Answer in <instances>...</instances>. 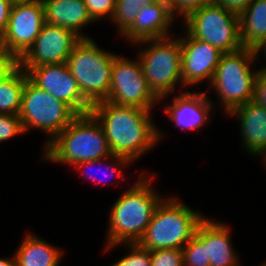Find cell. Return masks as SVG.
Here are the masks:
<instances>
[{
    "mask_svg": "<svg viewBox=\"0 0 266 266\" xmlns=\"http://www.w3.org/2000/svg\"><path fill=\"white\" fill-rule=\"evenodd\" d=\"M91 113L101 123L113 155L132 161L153 149L162 132L151 120V110L104 100L92 105Z\"/></svg>",
    "mask_w": 266,
    "mask_h": 266,
    "instance_id": "1",
    "label": "cell"
},
{
    "mask_svg": "<svg viewBox=\"0 0 266 266\" xmlns=\"http://www.w3.org/2000/svg\"><path fill=\"white\" fill-rule=\"evenodd\" d=\"M141 173L137 181L115 200L110 210L105 250L121 243H138L162 201L152 186V176ZM151 177V178H150Z\"/></svg>",
    "mask_w": 266,
    "mask_h": 266,
    "instance_id": "2",
    "label": "cell"
},
{
    "mask_svg": "<svg viewBox=\"0 0 266 266\" xmlns=\"http://www.w3.org/2000/svg\"><path fill=\"white\" fill-rule=\"evenodd\" d=\"M44 148L45 161L70 166L112 155L105 131L91 112L78 115Z\"/></svg>",
    "mask_w": 266,
    "mask_h": 266,
    "instance_id": "3",
    "label": "cell"
},
{
    "mask_svg": "<svg viewBox=\"0 0 266 266\" xmlns=\"http://www.w3.org/2000/svg\"><path fill=\"white\" fill-rule=\"evenodd\" d=\"M204 218L175 196L168 197V200L163 198L138 244L150 251L182 249Z\"/></svg>",
    "mask_w": 266,
    "mask_h": 266,
    "instance_id": "4",
    "label": "cell"
},
{
    "mask_svg": "<svg viewBox=\"0 0 266 266\" xmlns=\"http://www.w3.org/2000/svg\"><path fill=\"white\" fill-rule=\"evenodd\" d=\"M259 53L243 47L222 55L210 85L218 95L224 114L229 116L232 110L253 100L255 81L262 68L254 71L251 66Z\"/></svg>",
    "mask_w": 266,
    "mask_h": 266,
    "instance_id": "5",
    "label": "cell"
},
{
    "mask_svg": "<svg viewBox=\"0 0 266 266\" xmlns=\"http://www.w3.org/2000/svg\"><path fill=\"white\" fill-rule=\"evenodd\" d=\"M115 55L99 48L91 38H82L67 59L71 74L91 105L108 98Z\"/></svg>",
    "mask_w": 266,
    "mask_h": 266,
    "instance_id": "6",
    "label": "cell"
},
{
    "mask_svg": "<svg viewBox=\"0 0 266 266\" xmlns=\"http://www.w3.org/2000/svg\"><path fill=\"white\" fill-rule=\"evenodd\" d=\"M134 44H147L144 46L146 48H142L138 53L137 59L141 63L150 90L160 101L175 91L178 82L179 85H183L180 38L174 39L170 35L166 38L142 40Z\"/></svg>",
    "mask_w": 266,
    "mask_h": 266,
    "instance_id": "7",
    "label": "cell"
},
{
    "mask_svg": "<svg viewBox=\"0 0 266 266\" xmlns=\"http://www.w3.org/2000/svg\"><path fill=\"white\" fill-rule=\"evenodd\" d=\"M18 116L25 132L30 128L49 136L44 147L61 133L78 114L66 103L36 86L29 78L22 94Z\"/></svg>",
    "mask_w": 266,
    "mask_h": 266,
    "instance_id": "8",
    "label": "cell"
},
{
    "mask_svg": "<svg viewBox=\"0 0 266 266\" xmlns=\"http://www.w3.org/2000/svg\"><path fill=\"white\" fill-rule=\"evenodd\" d=\"M187 33L208 42L223 53L243 48L240 40L239 16L215 2L202 6L183 19Z\"/></svg>",
    "mask_w": 266,
    "mask_h": 266,
    "instance_id": "9",
    "label": "cell"
},
{
    "mask_svg": "<svg viewBox=\"0 0 266 266\" xmlns=\"http://www.w3.org/2000/svg\"><path fill=\"white\" fill-rule=\"evenodd\" d=\"M107 101L152 111L160 100L150 90L139 59L115 55Z\"/></svg>",
    "mask_w": 266,
    "mask_h": 266,
    "instance_id": "10",
    "label": "cell"
},
{
    "mask_svg": "<svg viewBox=\"0 0 266 266\" xmlns=\"http://www.w3.org/2000/svg\"><path fill=\"white\" fill-rule=\"evenodd\" d=\"M45 23L41 0L31 3H13L7 29L0 42L20 60L34 45Z\"/></svg>",
    "mask_w": 266,
    "mask_h": 266,
    "instance_id": "11",
    "label": "cell"
},
{
    "mask_svg": "<svg viewBox=\"0 0 266 266\" xmlns=\"http://www.w3.org/2000/svg\"><path fill=\"white\" fill-rule=\"evenodd\" d=\"M21 68L36 86L68 104L78 115L91 112L92 105L83 97L66 63Z\"/></svg>",
    "mask_w": 266,
    "mask_h": 266,
    "instance_id": "12",
    "label": "cell"
},
{
    "mask_svg": "<svg viewBox=\"0 0 266 266\" xmlns=\"http://www.w3.org/2000/svg\"><path fill=\"white\" fill-rule=\"evenodd\" d=\"M82 38L74 31L45 23L34 45L19 60L20 67L66 63Z\"/></svg>",
    "mask_w": 266,
    "mask_h": 266,
    "instance_id": "13",
    "label": "cell"
},
{
    "mask_svg": "<svg viewBox=\"0 0 266 266\" xmlns=\"http://www.w3.org/2000/svg\"><path fill=\"white\" fill-rule=\"evenodd\" d=\"M180 37L181 45V78L183 87L196 85L203 80L211 83L222 51L208 42L191 37Z\"/></svg>",
    "mask_w": 266,
    "mask_h": 266,
    "instance_id": "14",
    "label": "cell"
},
{
    "mask_svg": "<svg viewBox=\"0 0 266 266\" xmlns=\"http://www.w3.org/2000/svg\"><path fill=\"white\" fill-rule=\"evenodd\" d=\"M170 9L158 2L144 3L138 10L134 23L122 34L129 42L169 37V28L174 23Z\"/></svg>",
    "mask_w": 266,
    "mask_h": 266,
    "instance_id": "15",
    "label": "cell"
},
{
    "mask_svg": "<svg viewBox=\"0 0 266 266\" xmlns=\"http://www.w3.org/2000/svg\"><path fill=\"white\" fill-rule=\"evenodd\" d=\"M207 96L206 92L201 91L182 92L173 98L171 105L164 108V112L182 131L200 129L209 121V112L214 103Z\"/></svg>",
    "mask_w": 266,
    "mask_h": 266,
    "instance_id": "16",
    "label": "cell"
},
{
    "mask_svg": "<svg viewBox=\"0 0 266 266\" xmlns=\"http://www.w3.org/2000/svg\"><path fill=\"white\" fill-rule=\"evenodd\" d=\"M239 119L243 148L249 155H266V108L253 100L230 113Z\"/></svg>",
    "mask_w": 266,
    "mask_h": 266,
    "instance_id": "17",
    "label": "cell"
},
{
    "mask_svg": "<svg viewBox=\"0 0 266 266\" xmlns=\"http://www.w3.org/2000/svg\"><path fill=\"white\" fill-rule=\"evenodd\" d=\"M44 8L45 21L74 31L81 38L82 27L95 22L88 13L84 0H41Z\"/></svg>",
    "mask_w": 266,
    "mask_h": 266,
    "instance_id": "18",
    "label": "cell"
},
{
    "mask_svg": "<svg viewBox=\"0 0 266 266\" xmlns=\"http://www.w3.org/2000/svg\"><path fill=\"white\" fill-rule=\"evenodd\" d=\"M230 227L205 217V247L210 266H238Z\"/></svg>",
    "mask_w": 266,
    "mask_h": 266,
    "instance_id": "19",
    "label": "cell"
},
{
    "mask_svg": "<svg viewBox=\"0 0 266 266\" xmlns=\"http://www.w3.org/2000/svg\"><path fill=\"white\" fill-rule=\"evenodd\" d=\"M240 40L245 48L266 49V0H254L240 15Z\"/></svg>",
    "mask_w": 266,
    "mask_h": 266,
    "instance_id": "20",
    "label": "cell"
},
{
    "mask_svg": "<svg viewBox=\"0 0 266 266\" xmlns=\"http://www.w3.org/2000/svg\"><path fill=\"white\" fill-rule=\"evenodd\" d=\"M63 250L27 233L15 252L17 266H59Z\"/></svg>",
    "mask_w": 266,
    "mask_h": 266,
    "instance_id": "21",
    "label": "cell"
},
{
    "mask_svg": "<svg viewBox=\"0 0 266 266\" xmlns=\"http://www.w3.org/2000/svg\"><path fill=\"white\" fill-rule=\"evenodd\" d=\"M28 74L18 65L0 80V114L18 115Z\"/></svg>",
    "mask_w": 266,
    "mask_h": 266,
    "instance_id": "22",
    "label": "cell"
},
{
    "mask_svg": "<svg viewBox=\"0 0 266 266\" xmlns=\"http://www.w3.org/2000/svg\"><path fill=\"white\" fill-rule=\"evenodd\" d=\"M183 266H210L205 247V218L199 223L195 235L182 248Z\"/></svg>",
    "mask_w": 266,
    "mask_h": 266,
    "instance_id": "23",
    "label": "cell"
},
{
    "mask_svg": "<svg viewBox=\"0 0 266 266\" xmlns=\"http://www.w3.org/2000/svg\"><path fill=\"white\" fill-rule=\"evenodd\" d=\"M143 4L142 0H116L111 20L117 25L119 35H122L134 23L138 10Z\"/></svg>",
    "mask_w": 266,
    "mask_h": 266,
    "instance_id": "24",
    "label": "cell"
},
{
    "mask_svg": "<svg viewBox=\"0 0 266 266\" xmlns=\"http://www.w3.org/2000/svg\"><path fill=\"white\" fill-rule=\"evenodd\" d=\"M105 160H107V161L110 160L111 161V162L109 161L111 167L108 164H106L108 162H103ZM112 160H113L114 163L112 162ZM131 162L132 161L130 159H128V158H124V157L116 156V155L112 154L108 158H102V159L95 160V161H85V162L78 163V164L74 165V168L76 167L78 170H80V171L83 170L85 172L86 168L87 169L89 167L93 168L94 165L96 166L99 163L100 166L101 165L104 166V167L106 166L107 167L106 169L110 170V171L106 170L108 174H109V172L111 173V174H109L110 176L111 175L113 176V174L116 172L118 177H119V179H122V178H124V175H123L124 173L121 172V169L122 168L124 169V167H126V165H128V164H131ZM103 163H105V164H103ZM84 172L82 173L83 175H85ZM92 173L93 172H87L86 173L87 174L86 178L88 177L89 179H92L93 181L95 180V182L99 181L98 178L95 175L92 176ZM107 173H105V174H107Z\"/></svg>",
    "mask_w": 266,
    "mask_h": 266,
    "instance_id": "25",
    "label": "cell"
},
{
    "mask_svg": "<svg viewBox=\"0 0 266 266\" xmlns=\"http://www.w3.org/2000/svg\"><path fill=\"white\" fill-rule=\"evenodd\" d=\"M130 248L127 255L112 266H151L150 250L142 248L138 243H124Z\"/></svg>",
    "mask_w": 266,
    "mask_h": 266,
    "instance_id": "26",
    "label": "cell"
},
{
    "mask_svg": "<svg viewBox=\"0 0 266 266\" xmlns=\"http://www.w3.org/2000/svg\"><path fill=\"white\" fill-rule=\"evenodd\" d=\"M151 266H183L182 249L152 250Z\"/></svg>",
    "mask_w": 266,
    "mask_h": 266,
    "instance_id": "27",
    "label": "cell"
},
{
    "mask_svg": "<svg viewBox=\"0 0 266 266\" xmlns=\"http://www.w3.org/2000/svg\"><path fill=\"white\" fill-rule=\"evenodd\" d=\"M115 3L116 0H84L88 13L95 22L103 18L111 19Z\"/></svg>",
    "mask_w": 266,
    "mask_h": 266,
    "instance_id": "28",
    "label": "cell"
},
{
    "mask_svg": "<svg viewBox=\"0 0 266 266\" xmlns=\"http://www.w3.org/2000/svg\"><path fill=\"white\" fill-rule=\"evenodd\" d=\"M24 132L18 115L0 114V143Z\"/></svg>",
    "mask_w": 266,
    "mask_h": 266,
    "instance_id": "29",
    "label": "cell"
},
{
    "mask_svg": "<svg viewBox=\"0 0 266 266\" xmlns=\"http://www.w3.org/2000/svg\"><path fill=\"white\" fill-rule=\"evenodd\" d=\"M211 2V0H174L173 17L181 16L185 19L189 14Z\"/></svg>",
    "mask_w": 266,
    "mask_h": 266,
    "instance_id": "30",
    "label": "cell"
},
{
    "mask_svg": "<svg viewBox=\"0 0 266 266\" xmlns=\"http://www.w3.org/2000/svg\"><path fill=\"white\" fill-rule=\"evenodd\" d=\"M18 65L19 60L0 42V80L8 76Z\"/></svg>",
    "mask_w": 266,
    "mask_h": 266,
    "instance_id": "31",
    "label": "cell"
},
{
    "mask_svg": "<svg viewBox=\"0 0 266 266\" xmlns=\"http://www.w3.org/2000/svg\"><path fill=\"white\" fill-rule=\"evenodd\" d=\"M253 101L266 108V69L264 66L259 71L255 81Z\"/></svg>",
    "mask_w": 266,
    "mask_h": 266,
    "instance_id": "32",
    "label": "cell"
},
{
    "mask_svg": "<svg viewBox=\"0 0 266 266\" xmlns=\"http://www.w3.org/2000/svg\"><path fill=\"white\" fill-rule=\"evenodd\" d=\"M254 0H216L225 10L240 15Z\"/></svg>",
    "mask_w": 266,
    "mask_h": 266,
    "instance_id": "33",
    "label": "cell"
},
{
    "mask_svg": "<svg viewBox=\"0 0 266 266\" xmlns=\"http://www.w3.org/2000/svg\"><path fill=\"white\" fill-rule=\"evenodd\" d=\"M12 5V0H0V39L7 29Z\"/></svg>",
    "mask_w": 266,
    "mask_h": 266,
    "instance_id": "34",
    "label": "cell"
},
{
    "mask_svg": "<svg viewBox=\"0 0 266 266\" xmlns=\"http://www.w3.org/2000/svg\"><path fill=\"white\" fill-rule=\"evenodd\" d=\"M0 266H17V262L15 259V256L13 255V257L11 259L9 258H0Z\"/></svg>",
    "mask_w": 266,
    "mask_h": 266,
    "instance_id": "35",
    "label": "cell"
},
{
    "mask_svg": "<svg viewBox=\"0 0 266 266\" xmlns=\"http://www.w3.org/2000/svg\"><path fill=\"white\" fill-rule=\"evenodd\" d=\"M154 2H158L159 4H162L164 6H166L168 9H170V12L173 16V4H174V0H151Z\"/></svg>",
    "mask_w": 266,
    "mask_h": 266,
    "instance_id": "36",
    "label": "cell"
},
{
    "mask_svg": "<svg viewBox=\"0 0 266 266\" xmlns=\"http://www.w3.org/2000/svg\"><path fill=\"white\" fill-rule=\"evenodd\" d=\"M40 0H12L13 3H31V2H37Z\"/></svg>",
    "mask_w": 266,
    "mask_h": 266,
    "instance_id": "37",
    "label": "cell"
},
{
    "mask_svg": "<svg viewBox=\"0 0 266 266\" xmlns=\"http://www.w3.org/2000/svg\"><path fill=\"white\" fill-rule=\"evenodd\" d=\"M263 158H264V159H263V160H264V161H263V162H264L263 164H264L265 169H266V155H265Z\"/></svg>",
    "mask_w": 266,
    "mask_h": 266,
    "instance_id": "38",
    "label": "cell"
},
{
    "mask_svg": "<svg viewBox=\"0 0 266 266\" xmlns=\"http://www.w3.org/2000/svg\"><path fill=\"white\" fill-rule=\"evenodd\" d=\"M144 3H147V2H149V1H151V0H142Z\"/></svg>",
    "mask_w": 266,
    "mask_h": 266,
    "instance_id": "39",
    "label": "cell"
}]
</instances>
